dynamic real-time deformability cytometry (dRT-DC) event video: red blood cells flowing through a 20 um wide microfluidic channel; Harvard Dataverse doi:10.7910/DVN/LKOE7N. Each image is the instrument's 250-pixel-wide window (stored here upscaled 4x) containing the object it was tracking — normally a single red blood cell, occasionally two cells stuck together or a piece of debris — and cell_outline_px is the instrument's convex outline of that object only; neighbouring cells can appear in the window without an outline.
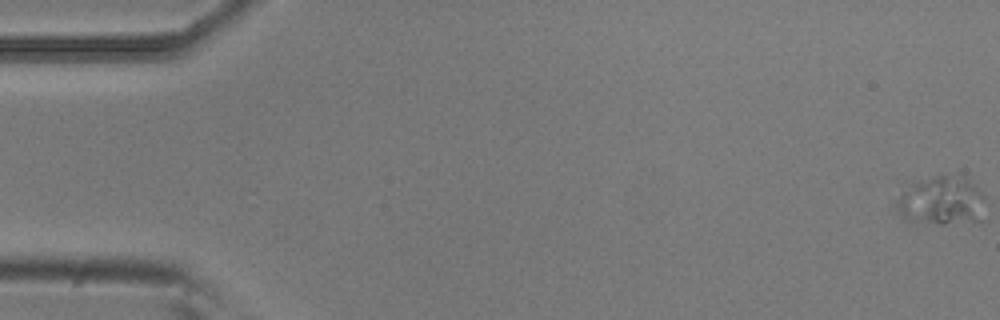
{"species": "common noctule bat (a hibernating species)", "species_latin": "Nyctalus noctula", "temperature_condition": "room temperature", "stored_images_in_passage": 55, "camera_frame_rate_fps": 3000, "um_per_image_px": 0.085, "animal": {"sex": "male", "body_mass_g": 20.5, "forearm_length_mm": 52.5}, "frame": {"image": 1, "passage_image": 1, "time_ms": 0.0, "image_size_px": [1000, 320], "cell_outline_px": [[984, 200], [980, 220], [944, 224], [940, 224], [904, 220], [896, 212], [896, 200], [912, 184], [932, 176], [964, 176], [976, 184]], "centroid_in_image_um": [80.01, 17.08], "position_along_channel_um": 5.0, "area_um2": 24.91}}
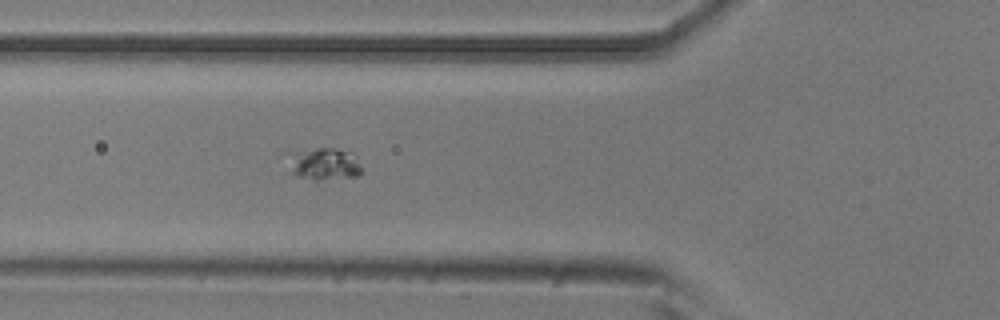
{"frame": {"image": 2, "passage_image": 21, "time_ms": 6.667, "image_size_px": [1000, 320], "cell_outline_px": [[364, 172], [356, 176], [316, 180], [312, 180], [296, 176], [292, 172], [280, 152], [316, 148], [332, 148], [352, 152], [364, 168]], "centroid_in_image_um": [27.44, 13.9], "position_along_channel_um": 98.4, "area_um2": 14.68}}
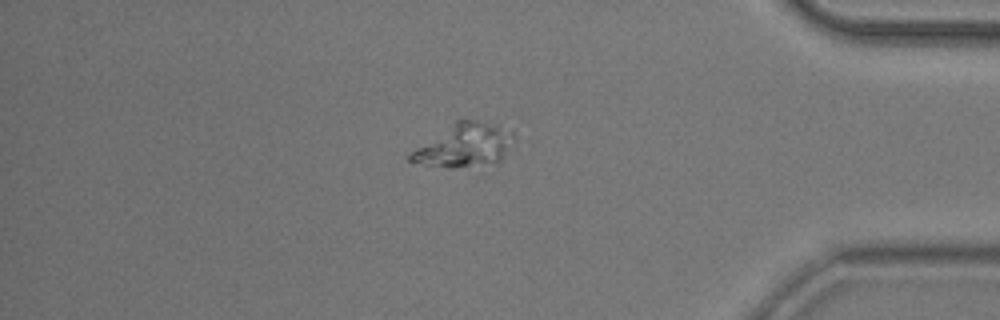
{"frame": {"image": 3, "passage_image": 48, "time_ms": 15.667, "image_size_px": [1000, 320], "cell_outline_px": [[516, 136], [500, 160], [496, 164], [452, 168], [448, 168], [412, 164], [408, 160], [408, 156], [412, 152], [456, 120], [476, 120], [492, 124], [512, 132]], "centroid_in_image_um": [39.45, 12.39], "position_along_channel_um": 395.7, "area_um2": 25.78}}